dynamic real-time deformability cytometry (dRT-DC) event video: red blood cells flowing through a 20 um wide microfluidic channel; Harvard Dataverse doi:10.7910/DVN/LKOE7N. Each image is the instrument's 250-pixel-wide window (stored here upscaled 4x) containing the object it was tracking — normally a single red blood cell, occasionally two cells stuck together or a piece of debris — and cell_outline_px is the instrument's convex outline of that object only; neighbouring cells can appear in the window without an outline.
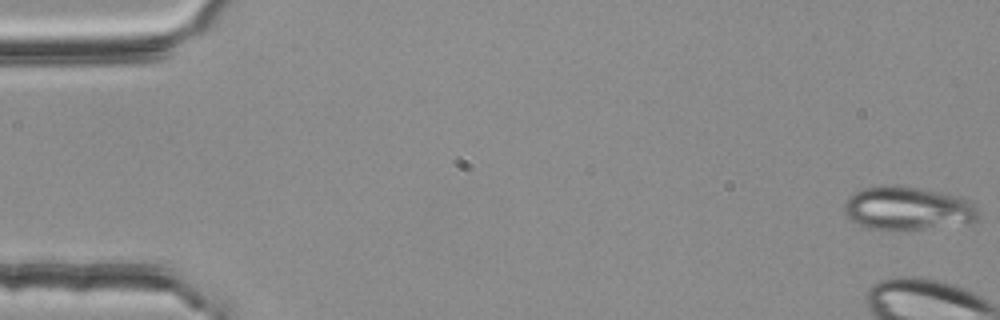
{"species": "common noctule bat (a hibernating species)", "species_latin": "Nyctalus noctula", "temperature_condition": "room temperature", "stored_images_in_passage": 7, "camera_frame_rate_fps": 3000, "um_per_image_px": 0.085, "animal": {"sex": "female", "body_mass_g": 25.1}, "frame": {"image": 1, "passage_image": 1, "time_ms": 0.0, "image_size_px": [1000, 320], "cell_outline_px": [[980, 216], [976, 220], [968, 224], [892, 232], [868, 228], [852, 220], [844, 212], [844, 204], [848, 196], [864, 188], [888, 184], [916, 188], [940, 192], [960, 196], [968, 200], [980, 212]], "centroid_in_image_um": [77.17, 17.74], "position_along_channel_um": 7.8, "area_um2": 34.45}}